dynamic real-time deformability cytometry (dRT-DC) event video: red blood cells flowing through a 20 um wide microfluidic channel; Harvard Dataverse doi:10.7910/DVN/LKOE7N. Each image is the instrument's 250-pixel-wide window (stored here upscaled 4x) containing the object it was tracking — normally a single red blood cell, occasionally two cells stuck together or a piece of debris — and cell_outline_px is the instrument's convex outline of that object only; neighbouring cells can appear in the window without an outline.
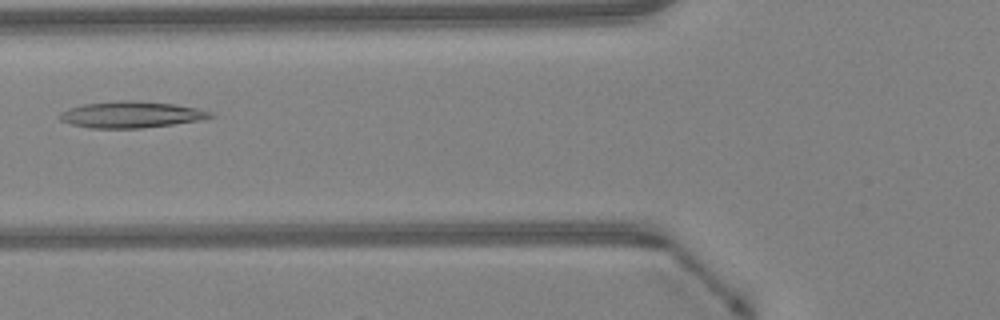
{"species": "Egyptian fruit bat (a non-hibernating species)", "species_latin": "Rousettus aegyptiacus", "temperature_condition": "warm", "stored_images_in_passage": 35, "camera_frame_rate_fps": 3000, "um_per_image_px": 0.085, "animal": {"sex": "female"}, "frame": {"image": 1, "passage_image": 10, "time_ms": 3.0, "image_size_px": [1000, 320], "cell_outline_px": [[216, 116], [200, 120], [172, 124], [140, 128], [88, 128], [72, 124], [60, 120], [60, 112], [68, 108], [84, 104], [120, 100], [136, 100], [172, 104], [196, 108], [212, 112]], "centroid_in_image_um": [11.14, 9.74], "position_along_channel_um": 114.7, "area_um2": 23.06}}
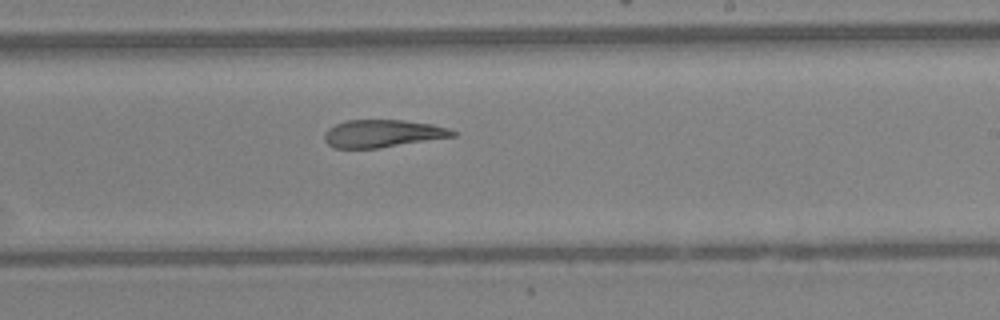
{"frame": {"image": 2, "passage_image": 20, "time_ms": 6.333, "image_size_px": [1000, 320], "cell_outline_px": [[456, 136], [376, 148], [332, 148], [324, 140], [324, 136], [328, 128], [336, 124], [348, 120], [404, 120], [432, 124], [448, 128], [456, 132]], "centroid_in_image_um": [32.51, 11.35], "position_along_channel_um": 256.5, "area_um2": 20.46}}
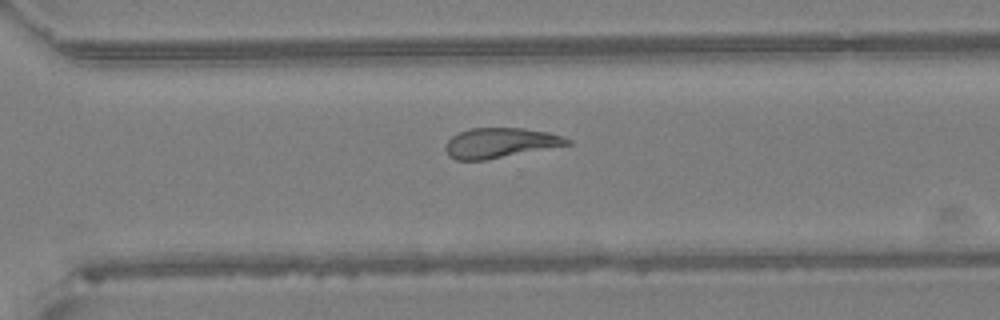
{"frame": {"image": 3, "passage_image": 25, "time_ms": 8.0, "image_size_px": [1000, 320], "cell_outline_px": [[572, 144], [488, 160], [456, 160], [448, 156], [444, 148], [444, 144], [452, 136], [468, 128], [524, 128], [548, 132], [572, 140]], "centroid_in_image_um": [42.49, 12.15], "position_along_channel_um": 328.1, "area_um2": 21.5}, "authors_computed_cell_mechanics": {"area_um2": 21.8484, "velocity_mm_per_s": 4.2879, "shape_relaxation_time_tau1_ms": null, "shape_relaxation_time_tau2_ms": 5.3905, "deformation_change_tau1": null, "deformation_change_tau2": 0.1714}}